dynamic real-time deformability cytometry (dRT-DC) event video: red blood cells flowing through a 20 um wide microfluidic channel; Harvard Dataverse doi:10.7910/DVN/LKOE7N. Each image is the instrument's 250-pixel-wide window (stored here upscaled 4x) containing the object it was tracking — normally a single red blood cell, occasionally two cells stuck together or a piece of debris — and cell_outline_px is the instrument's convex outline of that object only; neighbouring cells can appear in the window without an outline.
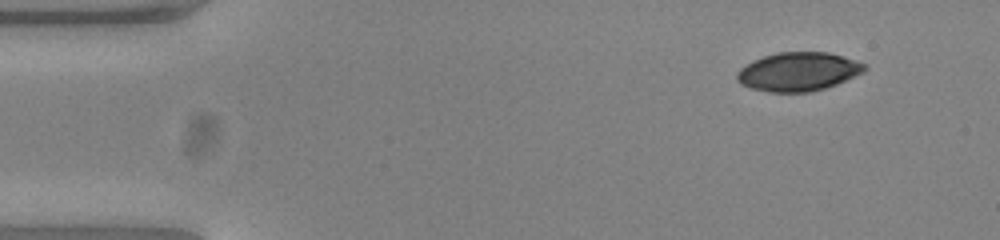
{"species": "common noctule bat (a hibernating species)", "species_latin": "Nyctalus noctula", "temperature_condition": "warm", "stored_images_in_passage": 49, "camera_frame_rate_fps": 3000, "um_per_image_px": 0.085, "animal": {"sex": "female", "body_mass_g": 23.0, "forearm_length_mm": 53.4}, "frame": {"image": 1, "passage_image": 1, "time_ms": 0.0, "image_size_px": [1000, 240], "cell_outline_px": [[868, 68], [864, 72], [836, 84], [812, 92], [768, 92], [752, 88], [740, 84], [736, 80], [736, 72], [740, 68], [752, 60], [776, 52], [828, 52], [844, 56], [868, 64]], "centroid_in_image_um": [67.86, 6.08], "position_along_channel_um": 17.1, "area_um2": 29.07}}